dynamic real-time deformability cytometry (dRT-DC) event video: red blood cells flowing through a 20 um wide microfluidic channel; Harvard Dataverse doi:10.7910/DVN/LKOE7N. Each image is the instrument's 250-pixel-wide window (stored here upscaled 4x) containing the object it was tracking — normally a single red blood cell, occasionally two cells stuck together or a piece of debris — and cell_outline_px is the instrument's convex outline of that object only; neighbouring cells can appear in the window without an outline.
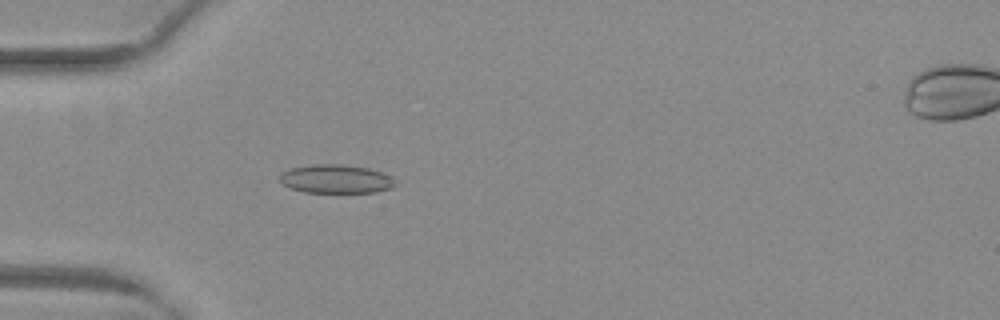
{"species": "common noctule bat (a hibernating species)", "species_latin": "Nyctalus noctula", "temperature_condition": "warm", "stored_images_in_passage": 51, "camera_frame_rate_fps": 3000, "um_per_image_px": 0.085, "animal": {"sex": "female", "body_mass_g": 29.2, "forearm_length_mm": 56.3}, "frame": {"image": 1, "passage_image": 16, "time_ms": 5.0, "image_size_px": [1000, 320], "cell_outline_px": [[396, 184], [392, 188], [376, 192], [304, 192], [292, 188], [284, 184], [280, 180], [280, 172], [292, 168], [312, 164], [340, 164], [368, 168], [384, 172], [392, 176], [396, 180]], "centroid_in_image_um": [28.61, 15.2], "position_along_channel_um": 56.4, "area_um2": 19.36}}
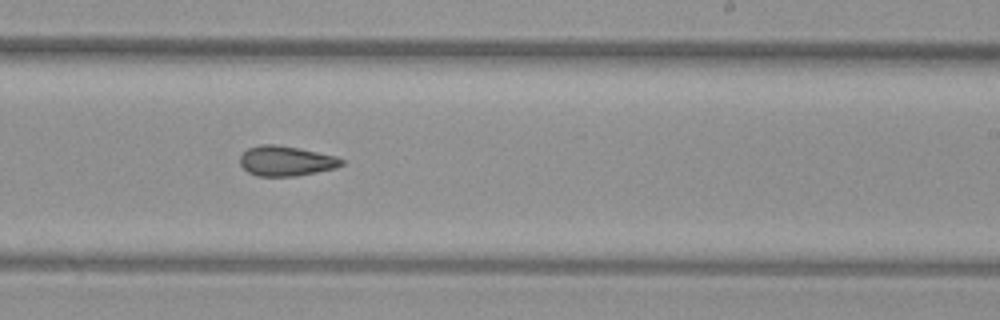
{"frame": {"image": 2, "passage_image": 32, "time_ms": 10.333, "image_size_px": [1000, 320], "cell_outline_px": [[344, 164], [336, 168], [296, 176], [256, 176], [248, 172], [240, 164], [240, 156], [248, 148], [260, 144], [276, 144], [300, 148], [336, 156], [344, 160]], "centroid_in_image_um": [24.32, 13.67], "position_along_channel_um": 264.7, "area_um2": 17.86}}
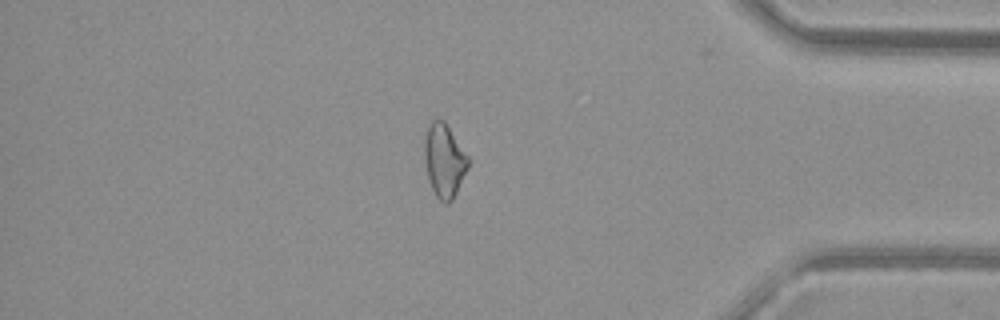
{"frame": {"image": 3, "passage_image": 44, "time_ms": 14.333, "image_size_px": [1000, 320], "cell_outline_px": [[468, 168], [452, 200], [448, 204], [444, 204], [436, 196], [432, 188], [428, 176], [424, 160], [424, 140], [428, 124], [432, 120], [444, 120], [468, 156]], "centroid_in_image_um": [37.74, 13.64], "position_along_channel_um": 397.5, "area_um2": 18.55}, "authors_computed_cell_mechanics": {"area_um2": 18.7272, "velocity_mm_per_s": 4.0528, "shape_relaxation_time_tau1_ms": null, "shape_relaxation_time_tau2_ms": 2.8619, "deformation_change_tau1": null, "deformation_change_tau2": 0.1076}}